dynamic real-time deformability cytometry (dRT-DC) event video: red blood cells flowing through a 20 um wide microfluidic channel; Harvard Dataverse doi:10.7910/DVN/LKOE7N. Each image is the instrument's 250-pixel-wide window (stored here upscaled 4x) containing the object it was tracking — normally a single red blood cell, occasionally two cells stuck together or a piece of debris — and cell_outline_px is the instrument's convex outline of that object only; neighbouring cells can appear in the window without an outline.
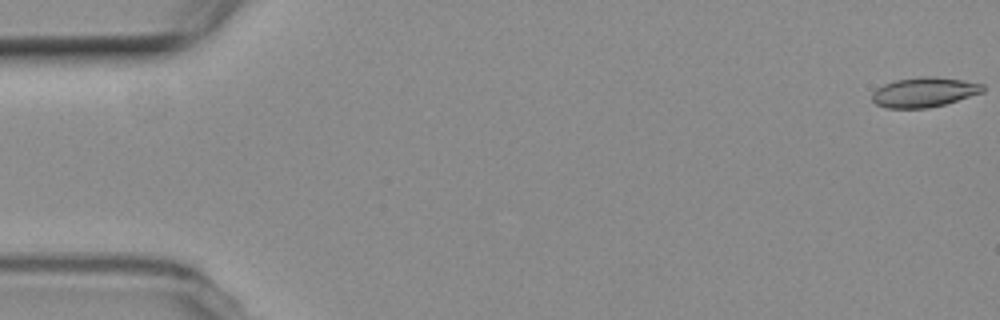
{"species": "common noctule bat (a hibernating species)", "species_latin": "Nyctalus noctula", "temperature_condition": "room temperature", "stored_images_in_passage": 6, "camera_frame_rate_fps": 3000, "um_per_image_px": 0.085, "animal": {"sex": "female", "body_mass_g": 19.3, "forearm_length_mm": 54.1}, "frame": {"image": 1, "passage_image": 1, "time_ms": 0.0, "image_size_px": [1000, 320], "cell_outline_px": [[984, 92], [944, 104], [928, 108], [888, 108], [876, 104], [872, 100], [872, 92], [876, 88], [884, 84], [896, 80], [920, 76], [932, 76], [964, 80], [984, 84]], "centroid_in_image_um": [78.55, 7.83], "position_along_channel_um": 6.4, "area_um2": 19.25}}
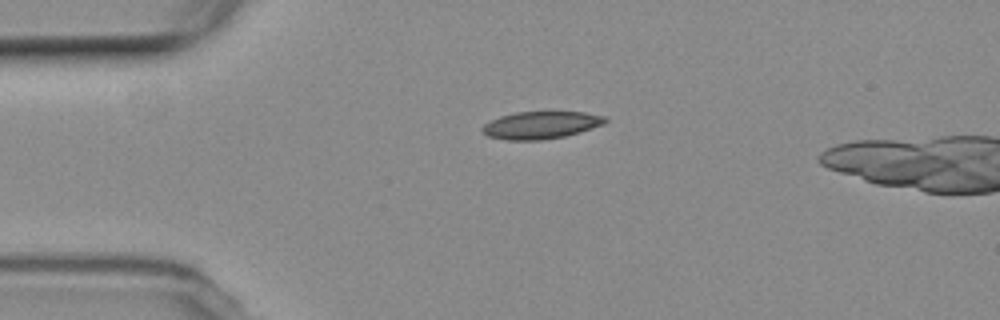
{"frame": {"image": 2, "passage_image": 4, "time_ms": 4.333, "image_size_px": [1000, 320], "cell_outline_px": [[608, 120], [604, 124], [564, 136], [540, 140], [508, 140], [488, 136], [480, 128], [484, 124], [500, 116], [516, 112], [584, 112], [608, 116]], "centroid_in_image_um": [45.99, 10.62], "position_along_channel_um": 39.0, "area_um2": 19.48}}
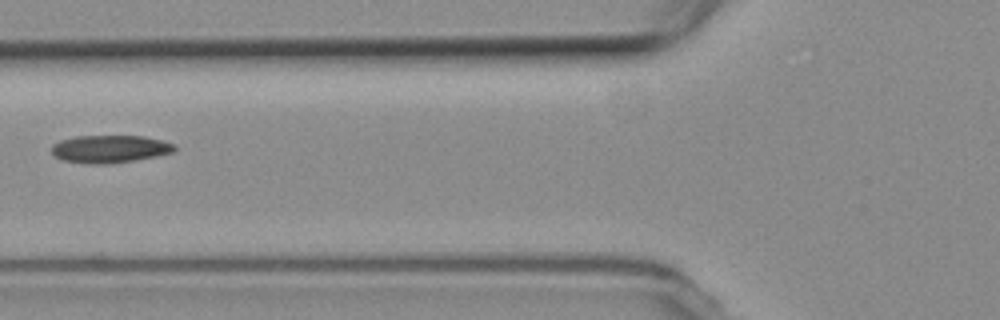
{"frame": {"image": 3, "passage_image": 6, "time_ms": 7.333, "image_size_px": [1000, 320], "cell_outline_px": [[176, 148], [172, 152], [156, 156], [108, 164], [84, 164], [64, 160], [56, 156], [52, 152], [52, 144], [60, 140], [76, 136], [144, 136], [164, 140], [176, 144]], "centroid_in_image_um": [9.34, 12.65], "position_along_channel_um": 116.5, "area_um2": 19.83}}